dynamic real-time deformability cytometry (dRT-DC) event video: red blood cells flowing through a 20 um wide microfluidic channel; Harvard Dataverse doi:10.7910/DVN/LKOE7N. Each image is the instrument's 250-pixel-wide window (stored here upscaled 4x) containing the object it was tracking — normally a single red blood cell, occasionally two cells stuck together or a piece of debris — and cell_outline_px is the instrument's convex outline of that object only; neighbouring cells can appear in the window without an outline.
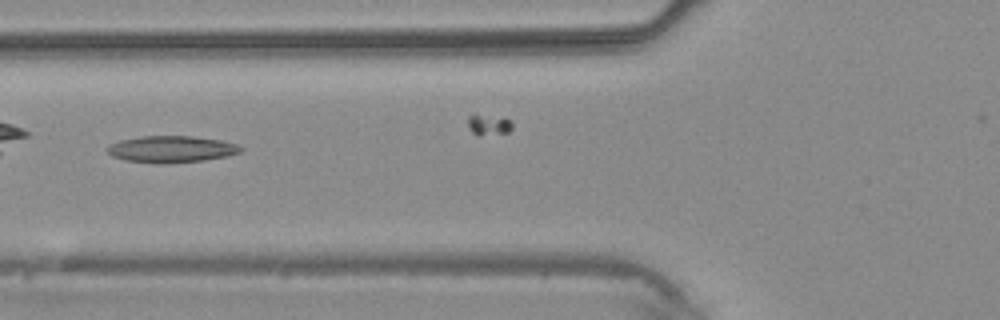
{"species": "common noctule bat (a hibernating species)", "species_latin": "Nyctalus noctula", "temperature_condition": "warm", "stored_images_in_passage": 3, "camera_frame_rate_fps": 3000, "um_per_image_px": 0.085, "animal": {"sex": "male", "body_mass_g": 20.4}, "frame": {"image": 1, "passage_image": 2, "time_ms": 1.0, "image_size_px": [1000, 320], "cell_outline_px": [[244, 148], [240, 152], [228, 156], [204, 160], [164, 164], [156, 164], [124, 160], [112, 156], [108, 152], [108, 148], [112, 144], [120, 140], [144, 136], [192, 136], [220, 140], [236, 144]], "centroid_in_image_um": [14.59, 12.69], "position_along_channel_um": 111.2, "area_um2": 20.69}}